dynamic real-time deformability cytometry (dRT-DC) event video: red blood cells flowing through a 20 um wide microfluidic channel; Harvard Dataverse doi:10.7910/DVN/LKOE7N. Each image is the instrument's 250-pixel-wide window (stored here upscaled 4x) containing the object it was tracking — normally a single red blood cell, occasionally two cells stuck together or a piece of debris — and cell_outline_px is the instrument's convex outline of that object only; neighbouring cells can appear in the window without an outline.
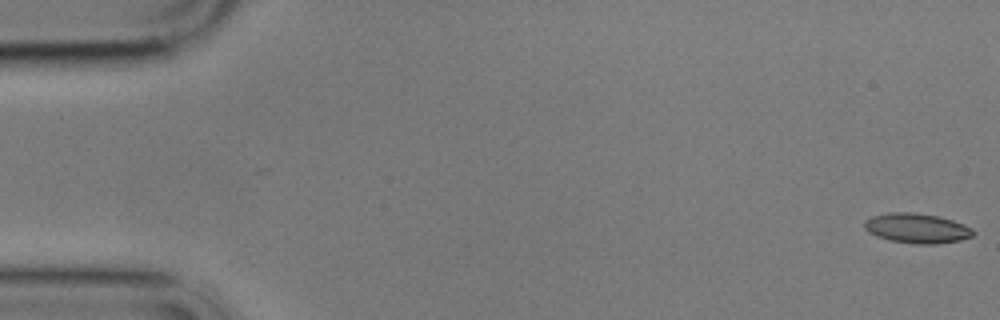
{"species": "common noctule bat (a hibernating species)", "species_latin": "Nyctalus noctula", "temperature_condition": "cold", "stored_images_in_passage": 8, "camera_frame_rate_fps": 3000, "um_per_image_px": 0.085, "animal": {"sex": "male", "body_mass_g": 17.9}, "frame": {"image": 1, "passage_image": 1, "time_ms": 0.0, "image_size_px": [1000, 320], "cell_outline_px": [[976, 232], [972, 236], [960, 240], [936, 244], [916, 244], [888, 240], [876, 236], [868, 232], [864, 228], [864, 220], [872, 216], [888, 212], [912, 212], [936, 216], [952, 220], [964, 224], [972, 228]], "centroid_in_image_um": [77.91, 19.4], "position_along_channel_um": 7.1, "area_um2": 19.02}}
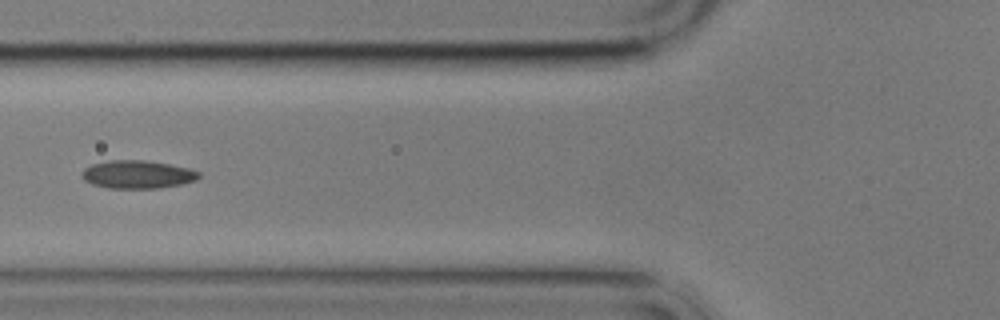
{"frame": {"image": 2, "passage_image": 7, "time_ms": 7.0, "image_size_px": [1000, 320], "cell_outline_px": [[200, 176], [196, 180], [180, 184], [160, 188], [108, 188], [92, 184], [84, 180], [80, 176], [84, 168], [92, 164], [108, 160], [144, 160], [168, 164], [188, 168], [200, 172]], "centroid_in_image_um": [11.65, 14.83], "position_along_channel_um": 114.1, "area_um2": 19.13}}
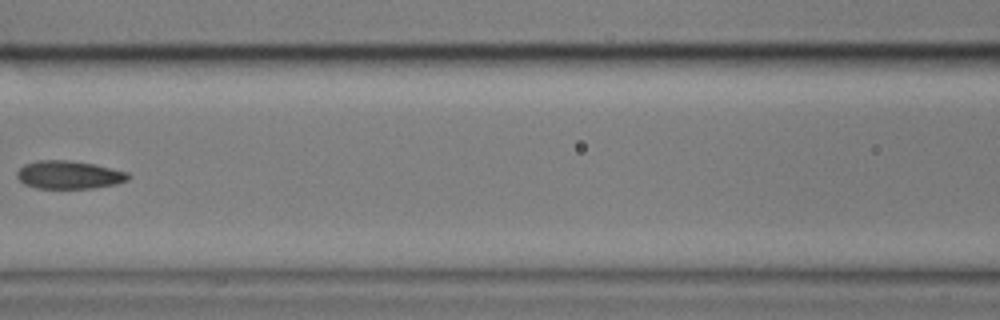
{"frame": {"image": 3, "passage_image": 8, "time_ms": 8.333, "image_size_px": [1000, 320], "cell_outline_px": [[132, 176], [128, 180], [116, 184], [92, 188], [36, 188], [24, 184], [16, 176], [16, 172], [24, 164], [40, 160], [68, 160], [96, 164], [128, 172]], "centroid_in_image_um": [5.88, 14.85], "position_along_channel_um": 160.7, "area_um2": 18.32}}